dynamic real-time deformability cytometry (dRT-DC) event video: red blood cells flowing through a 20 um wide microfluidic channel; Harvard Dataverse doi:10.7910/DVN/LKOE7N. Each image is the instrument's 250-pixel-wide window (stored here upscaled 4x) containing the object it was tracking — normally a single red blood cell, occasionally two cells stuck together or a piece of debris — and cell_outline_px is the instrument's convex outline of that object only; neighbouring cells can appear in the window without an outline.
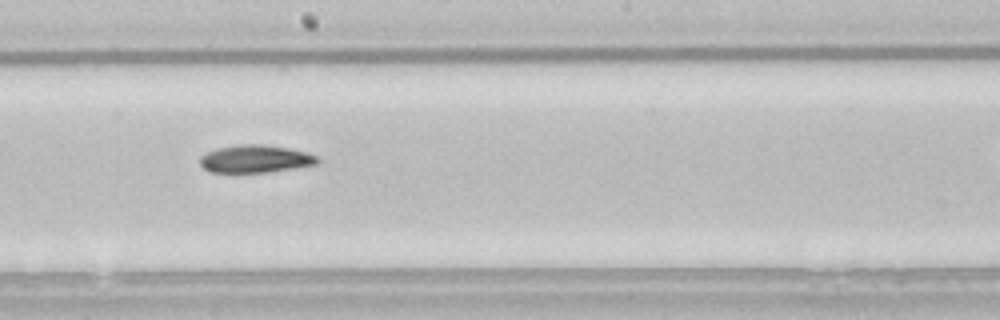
{"species": "common noctule bat (a hibernating species)", "species_latin": "Nyctalus noctula", "temperature_condition": "room temperature", "stored_images_in_passage": 33, "camera_frame_rate_fps": 3000, "um_per_image_px": 0.085, "animal": {"sex": "male", "body_mass_g": 21.5, "forearm_length_mm": 52.0}, "frame": {"image": 1, "passage_image": 19, "time_ms": 6.0, "image_size_px": [1000, 320], "cell_outline_px": [[320, 160], [316, 164], [272, 172], [208, 172], [200, 164], [200, 156], [216, 148], [240, 144], [264, 144], [288, 148], [320, 156]], "centroid_in_image_um": [21.71, 13.5], "position_along_channel_um": 226.5, "area_um2": 19.02}}